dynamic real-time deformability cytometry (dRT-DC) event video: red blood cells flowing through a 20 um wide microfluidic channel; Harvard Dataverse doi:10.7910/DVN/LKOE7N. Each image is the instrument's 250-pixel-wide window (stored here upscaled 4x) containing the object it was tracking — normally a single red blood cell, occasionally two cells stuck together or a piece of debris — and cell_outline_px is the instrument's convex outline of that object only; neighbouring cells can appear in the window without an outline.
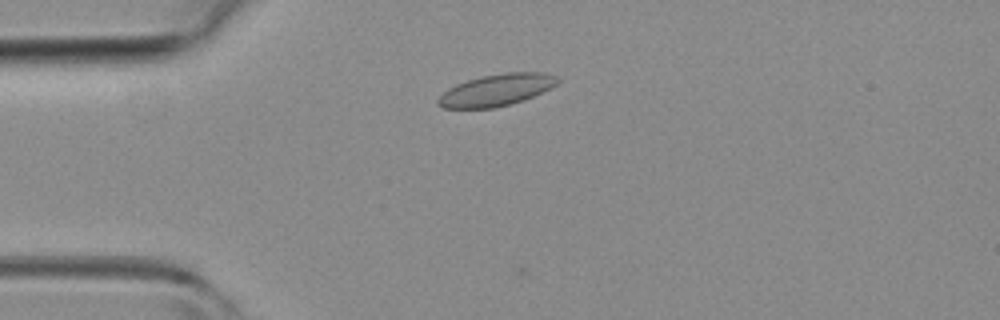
{"species": "common noctule bat (a hibernating species)", "species_latin": "Nyctalus noctula", "temperature_condition": "room temperature", "stored_images_in_passage": 2, "camera_frame_rate_fps": 3000, "um_per_image_px": 0.085, "animal": {"sex": "female", "body_mass_g": 19.3, "forearm_length_mm": 54.1}, "frame": {"image": 1, "passage_image": 1, "time_ms": 0.0, "image_size_px": [1000, 320], "cell_outline_px": [[560, 80], [556, 84], [524, 100], [496, 108], [444, 108], [436, 104], [436, 100], [448, 88], [456, 84], [480, 76], [508, 72], [548, 72], [556, 76]], "centroid_in_image_um": [42.17, 7.65], "position_along_channel_um": 42.8, "area_um2": 22.08}}